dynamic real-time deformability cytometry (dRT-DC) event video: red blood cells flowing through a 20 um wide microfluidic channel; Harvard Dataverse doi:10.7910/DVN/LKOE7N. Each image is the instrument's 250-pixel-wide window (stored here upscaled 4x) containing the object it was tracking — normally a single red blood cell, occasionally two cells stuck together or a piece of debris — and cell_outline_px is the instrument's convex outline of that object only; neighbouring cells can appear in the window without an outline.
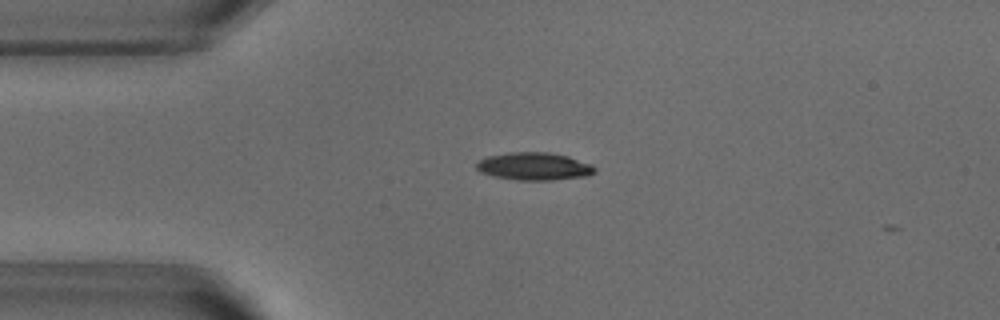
{"species": "common noctule bat (a hibernating species)", "species_latin": "Nyctalus noctula", "temperature_condition": "warm", "stored_images_in_passage": 6, "camera_frame_rate_fps": 3000, "um_per_image_px": 0.085, "animal": {"sex": "male", "body_mass_g": 18.8}, "frame": {"image": 1, "passage_image": 2, "time_ms": 0.333, "image_size_px": [1000, 320], "cell_outline_px": [[596, 172], [588, 176], [552, 180], [520, 180], [492, 176], [480, 172], [476, 168], [476, 160], [484, 156], [512, 152], [548, 152], [568, 156], [592, 164], [596, 168]], "centroid_in_image_um": [45.38, 14.13], "position_along_channel_um": 39.6, "area_um2": 19.36}}